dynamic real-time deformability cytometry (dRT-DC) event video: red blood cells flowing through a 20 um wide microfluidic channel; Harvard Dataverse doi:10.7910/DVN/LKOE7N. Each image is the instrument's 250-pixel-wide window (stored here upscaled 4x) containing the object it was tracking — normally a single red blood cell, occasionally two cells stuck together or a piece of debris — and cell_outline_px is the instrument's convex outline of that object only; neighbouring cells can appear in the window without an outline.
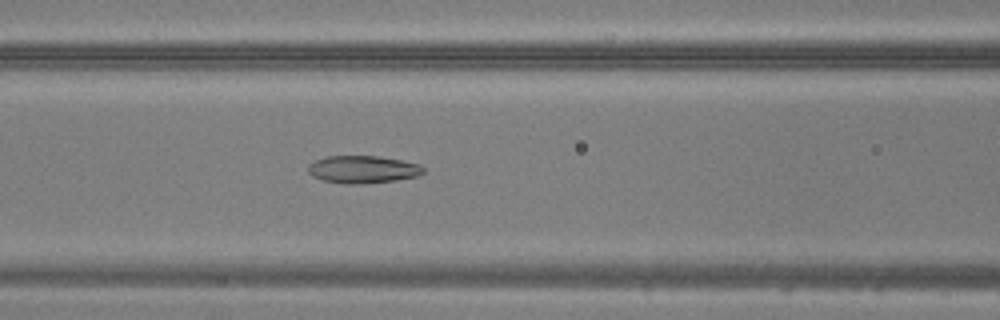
{"species": "common noctule bat (a hibernating species)", "species_latin": "Nyctalus noctula", "temperature_condition": "warm", "stored_images_in_passage": 47, "camera_frame_rate_fps": 3000, "um_per_image_px": 0.085, "animal": {"sex": "male", "body_mass_g": 20.5, "forearm_length_mm": 52.5}, "frame": {"image": 1, "passage_image": 20, "time_ms": 6.333, "image_size_px": [1000, 320], "cell_outline_px": [[424, 172], [416, 176], [396, 180], [364, 184], [344, 184], [324, 180], [312, 176], [308, 172], [308, 164], [324, 156], [380, 156], [420, 164], [424, 168]], "centroid_in_image_um": [30.82, 14.4], "position_along_channel_um": 135.8, "area_um2": 18.55}}
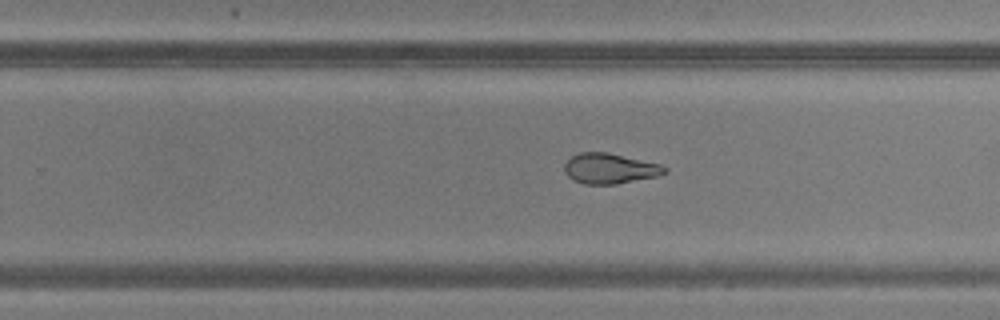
{"frame": {"image": 2, "passage_image": 30, "time_ms": 9.667, "image_size_px": [1000, 320], "cell_outline_px": [[668, 172], [656, 176], [616, 184], [584, 184], [572, 180], [564, 172], [564, 164], [572, 156], [580, 152], [608, 152], [660, 164], [668, 168]], "centroid_in_image_um": [51.82, 14.32], "position_along_channel_um": 278.0, "area_um2": 17.74}}
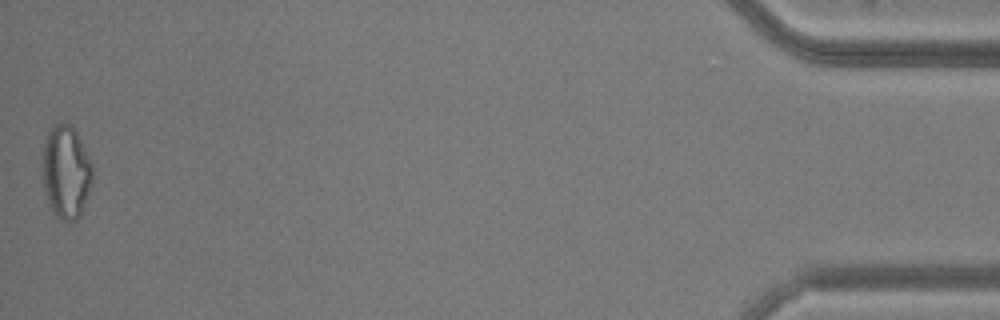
{"frame": {"image": 3, "passage_image": 47, "time_ms": 15.333, "image_size_px": [1000, 320], "cell_outline_px": [[92, 180], [80, 216], [76, 220], [64, 220], [52, 216], [44, 188], [40, 164], [40, 156], [44, 140], [48, 132], [56, 124], [72, 124], [92, 164]], "centroid_in_image_um": [5.55, 14.63], "position_along_channel_um": 429.6, "area_um2": 27.46}}